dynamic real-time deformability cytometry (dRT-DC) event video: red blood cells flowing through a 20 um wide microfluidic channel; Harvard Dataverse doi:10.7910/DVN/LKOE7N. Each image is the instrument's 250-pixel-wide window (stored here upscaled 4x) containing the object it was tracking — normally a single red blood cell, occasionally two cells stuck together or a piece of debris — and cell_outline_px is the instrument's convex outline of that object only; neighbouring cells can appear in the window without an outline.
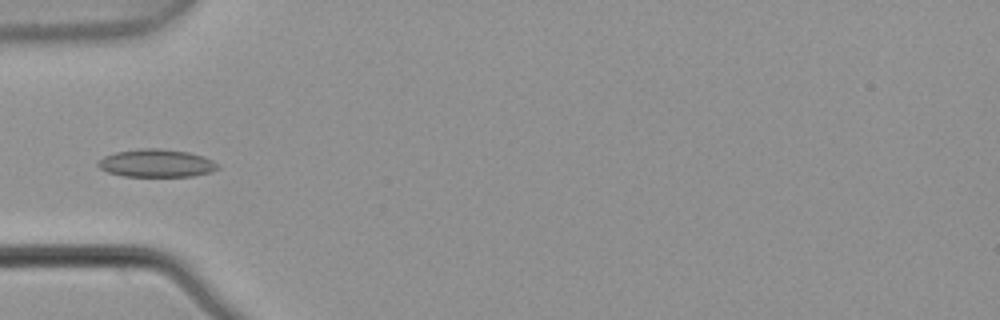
{"species": "common noctule bat (a hibernating species)", "species_latin": "Nyctalus noctula", "temperature_condition": "warm", "stored_images_in_passage": 6, "camera_frame_rate_fps": 3000, "um_per_image_px": 0.085, "animal": {"sex": "male", "body_mass_g": 21.5, "forearm_length_mm": 52.0}, "frame": {"image": 1, "passage_image": 4, "time_ms": 1.0, "image_size_px": [1000, 320], "cell_outline_px": [[220, 168], [212, 172], [192, 176], [124, 176], [108, 172], [100, 168], [96, 164], [104, 156], [116, 152], [140, 148], [160, 148], [188, 152], [204, 156], [220, 164]], "centroid_in_image_um": [13.34, 13.87], "position_along_channel_um": 71.7, "area_um2": 19.54}}
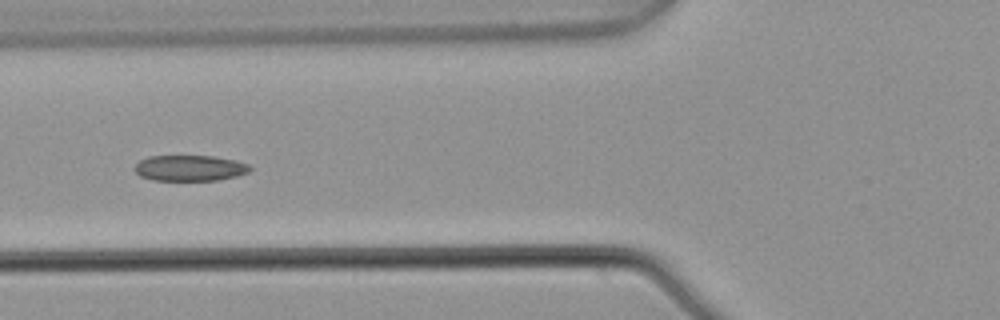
{"frame": {"image": 2, "passage_image": 5, "time_ms": 1.333, "image_size_px": [1000, 320], "cell_outline_px": [[252, 168], [248, 172], [236, 176], [220, 180], [152, 180], [140, 176], [132, 168], [140, 160], [148, 156], [212, 156], [236, 160], [248, 164]], "centroid_in_image_um": [16.12, 14.28], "position_along_channel_um": 109.7, "area_um2": 17.4}}
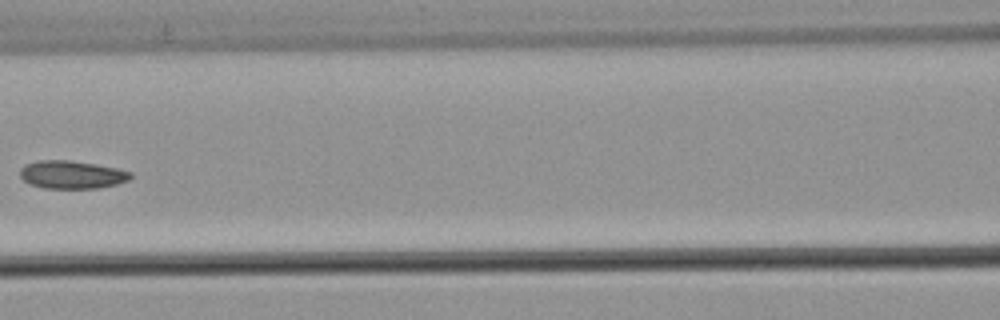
{"frame": {"image": 3, "passage_image": 6, "time_ms": 1.667, "image_size_px": [1000, 320], "cell_outline_px": [[132, 176], [128, 180], [116, 184], [100, 188], [44, 188], [28, 184], [20, 176], [20, 168], [24, 164], [40, 160], [72, 160], [96, 164], [116, 168], [132, 172]], "centroid_in_image_um": [6.08, 14.84], "position_along_channel_um": 160.5, "area_um2": 18.15}}